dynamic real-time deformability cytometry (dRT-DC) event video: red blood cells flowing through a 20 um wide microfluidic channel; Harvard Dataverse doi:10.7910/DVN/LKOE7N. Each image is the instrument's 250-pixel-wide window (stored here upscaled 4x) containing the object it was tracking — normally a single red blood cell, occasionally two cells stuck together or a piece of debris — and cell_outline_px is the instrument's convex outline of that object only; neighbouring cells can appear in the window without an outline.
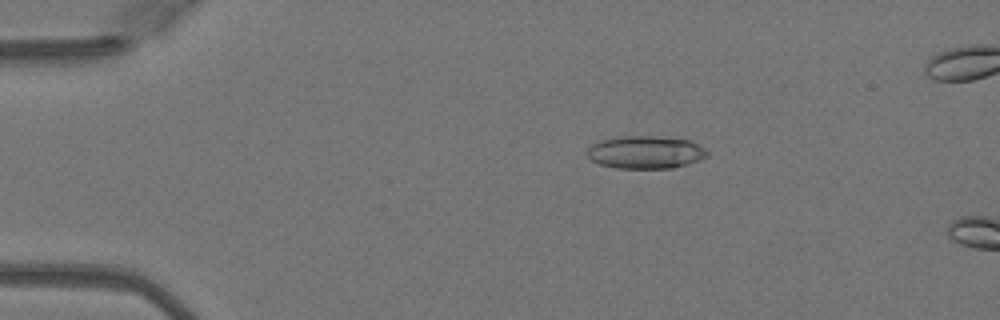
{"species": "Egyptian fruit bat (a non-hibernating species)", "species_latin": "Rousettus aegyptiacus", "temperature_condition": "warm", "stored_images_in_passage": 14, "camera_frame_rate_fps": 3000, "um_per_image_px": 0.085, "animal": {"sex": "female"}, "frame": {"image": 1, "passage_image": 10, "time_ms": 3.0, "image_size_px": [1000, 320], "cell_outline_px": [[708, 156], [700, 160], [688, 164], [672, 168], [616, 168], [600, 164], [592, 160], [588, 156], [588, 148], [592, 144], [600, 140], [620, 136], [652, 136], [688, 140], [704, 148], [708, 152]], "centroid_in_image_um": [54.87, 12.94], "position_along_channel_um": 30.1, "area_um2": 22.77}}